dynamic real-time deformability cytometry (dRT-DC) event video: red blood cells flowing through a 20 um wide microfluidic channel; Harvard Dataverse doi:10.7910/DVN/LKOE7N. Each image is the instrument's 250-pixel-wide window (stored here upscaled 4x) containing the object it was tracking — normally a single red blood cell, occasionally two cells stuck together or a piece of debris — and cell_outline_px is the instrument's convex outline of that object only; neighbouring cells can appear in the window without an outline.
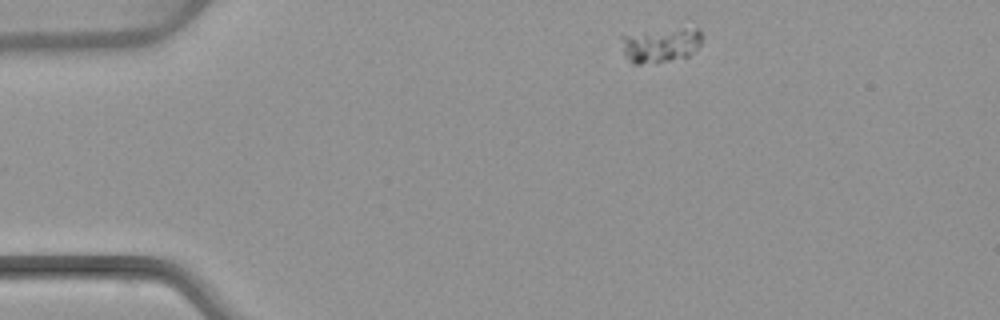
{"species": "common noctule bat (a hibernating species)", "species_latin": "Nyctalus noctula", "temperature_condition": "warm", "stored_images_in_passage": 3, "camera_frame_rate_fps": 3000, "um_per_image_px": 0.085, "animal": {"sex": "female", "body_mass_g": 22.7, "forearm_length_mm": 54.2}, "frame": {"image": 1, "passage_image": 1, "time_ms": 0.0, "image_size_px": [1000, 320], "cell_outline_px": [[700, 44], [688, 56], [668, 60], [640, 64], [632, 64], [624, 56], [620, 36], [688, 16], [700, 32]], "centroid_in_image_um": [56.23, 3.57], "position_along_channel_um": 28.8, "area_um2": 18.9}}
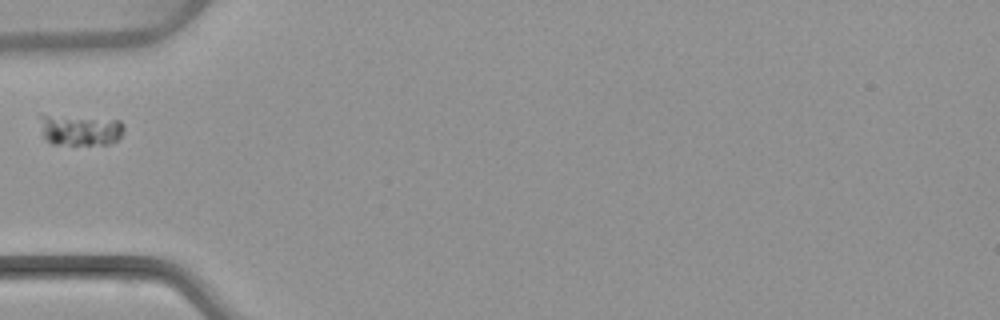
{"frame": {"image": 2, "passage_image": 3, "time_ms": 3.0, "image_size_px": [1000, 320], "cell_outline_px": [[124, 128], [120, 140], [112, 144], [52, 144], [44, 140], [40, 116], [48, 116], [120, 120], [124, 124]], "centroid_in_image_um": [6.89, 11.09], "position_along_channel_um": 78.1, "area_um2": 14.8}}